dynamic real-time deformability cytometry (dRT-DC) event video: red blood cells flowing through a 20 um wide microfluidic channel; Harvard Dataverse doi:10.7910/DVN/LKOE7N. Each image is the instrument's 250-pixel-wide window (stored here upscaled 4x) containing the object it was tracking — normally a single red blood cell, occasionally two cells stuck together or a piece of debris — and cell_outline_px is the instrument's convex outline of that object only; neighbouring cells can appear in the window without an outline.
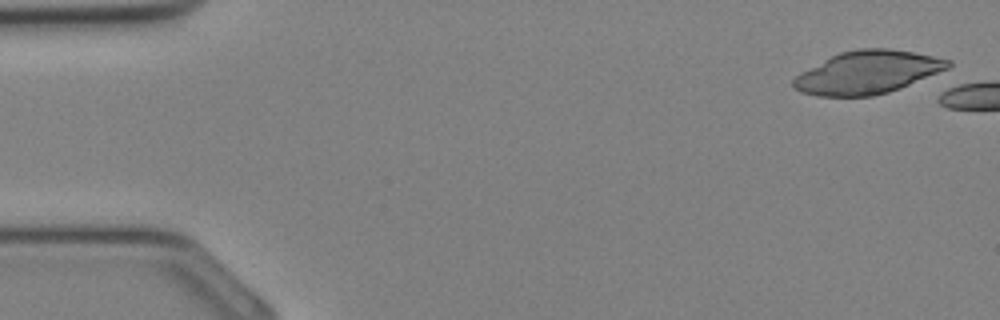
{"species": "Egyptian fruit bat (a non-hibernating species)", "species_latin": "Rousettus aegyptiacus", "temperature_condition": "cold", "stored_images_in_passage": 18, "camera_frame_rate_fps": 3000, "um_per_image_px": 0.085, "animal": {"sex": "female"}, "frame": {"image": 1, "passage_image": 1, "time_ms": 0.0, "image_size_px": [1000, 320], "cell_outline_px": [[952, 64], [948, 68], [900, 88], [888, 92], [872, 96], [816, 96], [800, 92], [792, 84], [792, 80], [800, 72], [840, 52], [860, 48], [888, 48], [912, 52], [952, 60]], "centroid_in_image_um": [73.72, 6.15], "position_along_channel_um": 11.3, "area_um2": 38.32}}